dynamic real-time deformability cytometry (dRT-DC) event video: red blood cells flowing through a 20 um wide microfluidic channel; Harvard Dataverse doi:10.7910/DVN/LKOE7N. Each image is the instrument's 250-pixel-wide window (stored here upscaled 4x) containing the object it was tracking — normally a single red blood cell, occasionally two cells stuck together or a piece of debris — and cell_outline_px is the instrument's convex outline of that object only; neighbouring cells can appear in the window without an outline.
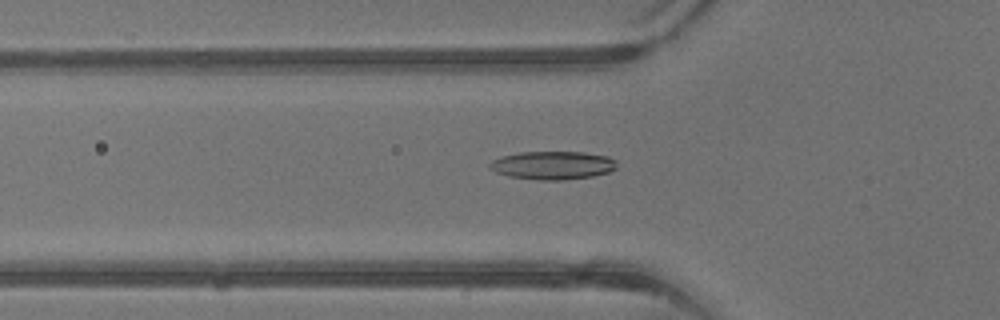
{"species": "common noctule bat (a hibernating species)", "species_latin": "Nyctalus noctula", "temperature_condition": "warm", "stored_images_in_passage": 42, "camera_frame_rate_fps": 3000, "um_per_image_px": 0.085, "animal": {"sex": "male", "body_mass_g": 13.3}, "frame": {"image": 1, "passage_image": 15, "time_ms": 4.667, "image_size_px": [1000, 320], "cell_outline_px": [[616, 168], [608, 172], [592, 176], [564, 180], [540, 180], [508, 176], [496, 172], [488, 168], [488, 164], [492, 160], [504, 156], [520, 152], [584, 152], [608, 156], [616, 160]], "centroid_in_image_um": [46.98, 14.05], "position_along_channel_um": 78.8, "area_um2": 20.92}}
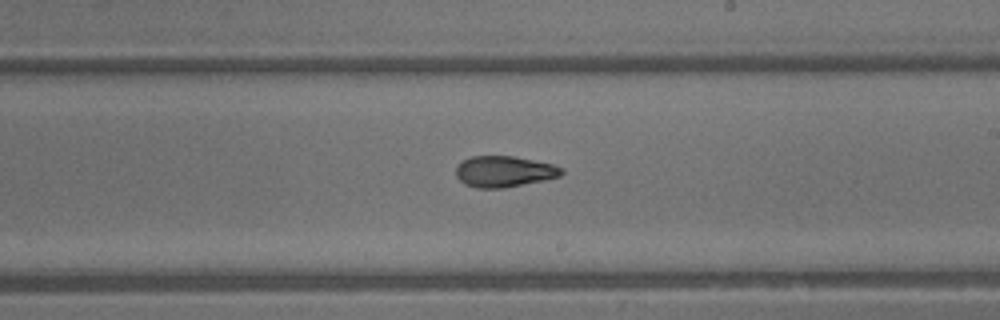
{"frame": {"image": 2, "passage_image": 25, "time_ms": 8.0, "image_size_px": [1000, 320], "cell_outline_px": [[564, 172], [560, 176], [544, 180], [504, 188], [476, 188], [464, 184], [456, 176], [456, 168], [464, 160], [472, 156], [516, 156], [552, 164], [564, 168]], "centroid_in_image_um": [42.87, 14.58], "position_along_channel_um": 246.1, "area_um2": 19.13}}
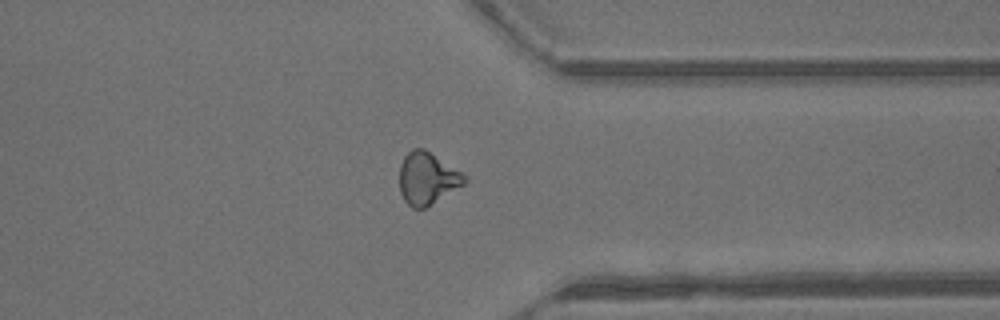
{"frame": {"image": 3, "passage_image": 33, "time_ms": 10.667, "image_size_px": [1000, 320], "cell_outline_px": [[468, 180], [464, 184], [424, 208], [412, 208], [404, 200], [400, 192], [400, 164], [404, 156], [412, 148], [424, 148], [464, 172], [468, 176]], "centroid_in_image_um": [36.34, 15.13], "position_along_channel_um": 375.1, "area_um2": 19.88}, "authors_computed_cell_mechanics": {"area_um2": 19.7098, "velocity_mm_per_s": 4.9921, "shape_relaxation_time_tau1_ms": 6.9092, "shape_relaxation_time_tau2_ms": 3.3218, "deformation_change_tau1": 0.2104, "deformation_change_tau2": 0.1138}}